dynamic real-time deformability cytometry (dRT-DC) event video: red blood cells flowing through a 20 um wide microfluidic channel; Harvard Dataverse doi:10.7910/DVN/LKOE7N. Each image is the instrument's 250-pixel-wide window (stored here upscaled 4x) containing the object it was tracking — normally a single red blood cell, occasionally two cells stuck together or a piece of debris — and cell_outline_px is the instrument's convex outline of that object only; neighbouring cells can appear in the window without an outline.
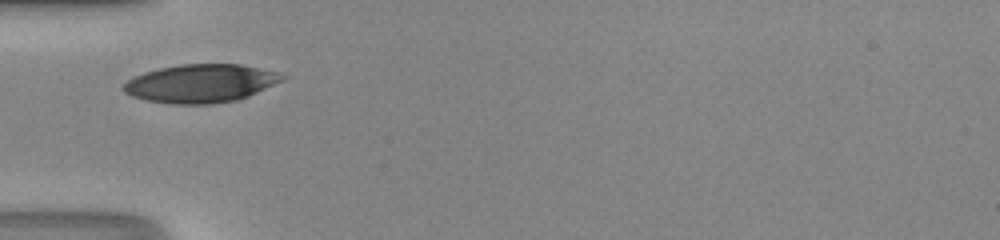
{"species": "human", "species_latin": "Homo sapiens", "temperature_condition": "room temperature", "stored_images_in_passage": 24, "camera_frame_rate_fps": 3000, "um_per_image_px": 0.085, "donor": {"sex": "male"}, "frame": {"image": 1, "passage_image": 1, "time_ms": 0.0, "image_size_px": [1000, 240], "cell_outline_px": [[288, 76], [284, 80], [248, 96], [236, 100], [212, 104], [172, 104], [144, 100], [132, 96], [124, 92], [124, 84], [132, 76], [144, 72], [160, 68], [180, 64], [240, 64], [280, 72]], "centroid_in_image_um": [17.08, 7.09], "position_along_channel_um": 67.9, "area_um2": 35.6}}
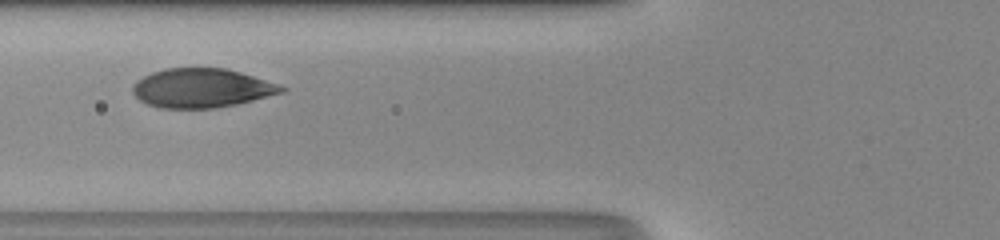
{"frame": {"image": 2, "passage_image": 4, "time_ms": 1.0, "image_size_px": [1000, 240], "cell_outline_px": [[288, 88], [284, 92], [236, 104], [212, 108], [160, 108], [148, 104], [140, 100], [132, 92], [132, 84], [136, 80], [152, 72], [164, 68], [224, 68], [240, 72], [280, 84]], "centroid_in_image_um": [17.13, 7.48], "position_along_channel_um": 108.7, "area_um2": 33.87}}
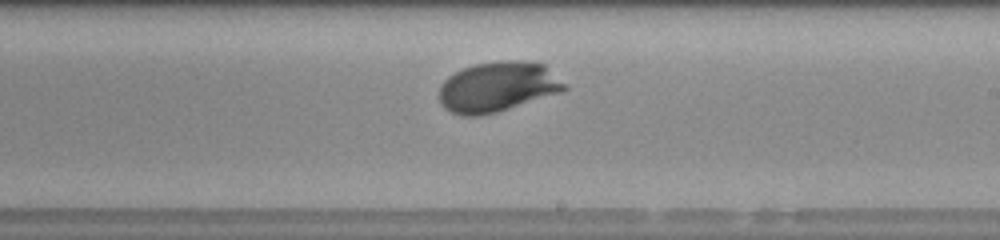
{"frame": {"image": 3, "passage_image": 14, "time_ms": 4.333, "image_size_px": [1000, 240], "cell_outline_px": [[568, 88], [564, 92], [496, 112], [480, 116], [460, 116], [444, 108], [440, 104], [440, 84], [448, 76], [464, 68], [476, 64], [500, 60], [524, 60], [544, 64], [568, 84]], "centroid_in_image_um": [42.35, 7.38], "position_along_channel_um": 246.7, "area_um2": 37.05}, "authors_computed_cell_mechanics": {"area_um2": 35.4892, "velocity_mm_per_s": 4.1667, "shape_relaxation_time_tau1_ms": 2.0992, "shape_relaxation_time_tau2_ms": null, "deformation_change_tau1": 0.1325, "deformation_change_tau2": null}}